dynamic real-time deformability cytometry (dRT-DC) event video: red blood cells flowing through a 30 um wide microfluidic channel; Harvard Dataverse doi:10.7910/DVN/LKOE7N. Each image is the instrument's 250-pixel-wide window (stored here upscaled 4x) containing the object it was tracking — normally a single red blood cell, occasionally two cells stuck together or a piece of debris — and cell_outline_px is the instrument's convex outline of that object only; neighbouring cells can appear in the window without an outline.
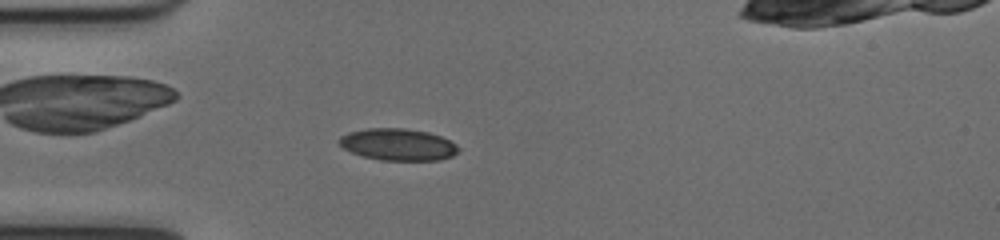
{"species": "common noctule bat (a hibernating species)", "species_latin": "Nyctalus noctula", "temperature_condition": "cold", "stored_images_in_passage": 43, "camera_frame_rate_fps": 3000, "um_per_image_px": 0.085, "animal": {"sex": "female", "body_mass_g": 17.0, "forearm_length_mm": 48.0}, "frame": {"image": 1, "passage_image": 5, "time_ms": 1.333, "image_size_px": [1000, 240], "cell_outline_px": [[460, 148], [452, 156], [440, 160], [380, 160], [364, 156], [352, 152], [344, 148], [340, 144], [340, 136], [352, 132], [372, 128], [404, 128], [428, 132], [440, 136], [456, 144]], "centroid_in_image_um": [33.87, 12.29], "position_along_channel_um": 51.1, "area_um2": 21.79}}
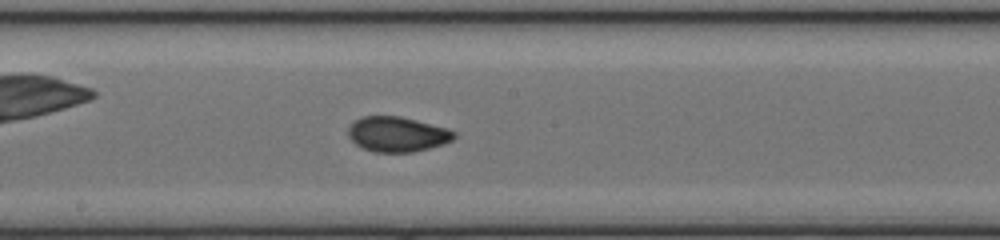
{"frame": {"image": 2, "passage_image": 18, "time_ms": 5.667, "image_size_px": [1000, 240], "cell_outline_px": [[456, 136], [452, 140], [444, 144], [412, 152], [372, 152], [360, 148], [348, 136], [348, 128], [356, 120], [364, 116], [400, 116], [448, 128], [456, 132]], "centroid_in_image_um": [33.77, 11.42], "position_along_channel_um": 214.4, "area_um2": 21.68}}
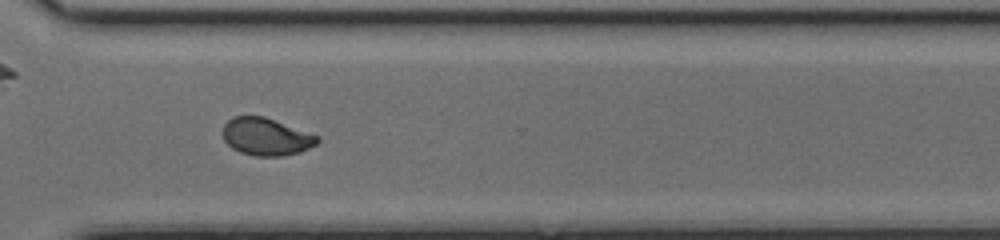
{"frame": {"image": 3, "passage_image": 28, "time_ms": 9.0, "image_size_px": [1000, 240], "cell_outline_px": [[320, 140], [316, 144], [300, 152], [284, 156], [256, 156], [240, 152], [232, 148], [224, 140], [224, 124], [232, 116], [264, 116], [320, 136]], "centroid_in_image_um": [22.64, 11.62], "position_along_channel_um": 348.0, "area_um2": 20.63}, "authors_computed_cell_mechanics": {"area_um2": 21.3282, "velocity_mm_per_s": 4.0188, "shape_relaxation_time_tau1_ms": 6.6162, "shape_relaxation_time_tau2_ms": 1.157, "deformation_change_tau1": 0.1847, "deformation_change_tau2": 0.0432}}